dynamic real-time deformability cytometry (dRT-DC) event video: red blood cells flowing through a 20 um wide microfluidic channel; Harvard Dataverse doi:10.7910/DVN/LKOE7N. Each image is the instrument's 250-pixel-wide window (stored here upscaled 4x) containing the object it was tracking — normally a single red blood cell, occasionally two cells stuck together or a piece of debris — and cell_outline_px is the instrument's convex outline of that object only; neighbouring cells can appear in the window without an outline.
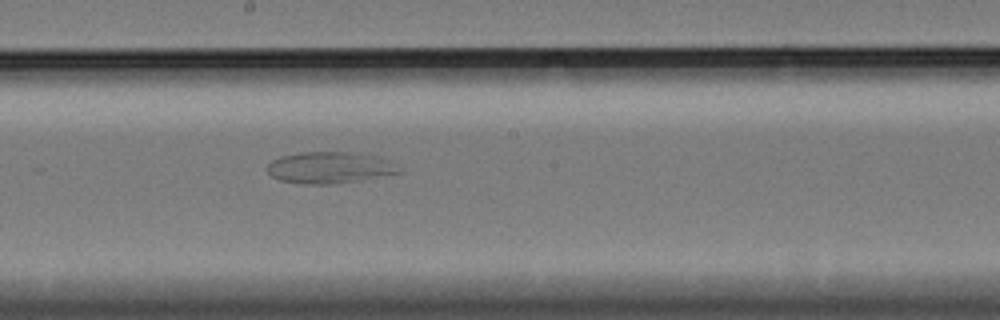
{"species": "Egyptian fruit bat (a non-hibernating species)", "species_latin": "Rousettus aegyptiacus", "temperature_condition": "cold", "stored_images_in_passage": 54, "camera_frame_rate_fps": 3000, "um_per_image_px": 0.085, "animal": {"sex": "female"}, "frame": {"image": 1, "passage_image": 28, "time_ms": 9.0, "image_size_px": [1000, 320], "cell_outline_px": [[400, 172], [356, 180], [328, 184], [304, 184], [280, 180], [272, 176], [268, 172], [268, 164], [272, 160], [280, 156], [300, 152], [348, 152], [376, 156], [388, 160]], "centroid_in_image_um": [27.91, 14.23], "position_along_channel_um": 220.3, "area_um2": 23.52}}
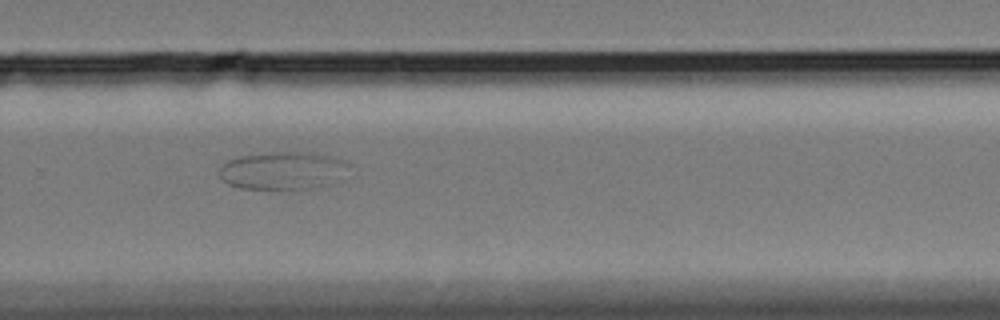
{"frame": {"image": 2, "passage_image": 36, "time_ms": 11.667, "image_size_px": [1000, 320], "cell_outline_px": [[344, 164], [324, 184], [312, 188], [280, 192], [240, 188], [228, 184], [220, 176], [220, 168], [228, 160], [236, 156], [272, 152], [312, 152], [336, 156], [344, 160]], "centroid_in_image_um": [23.83, 14.51], "position_along_channel_um": 306.0, "area_um2": 28.21}}
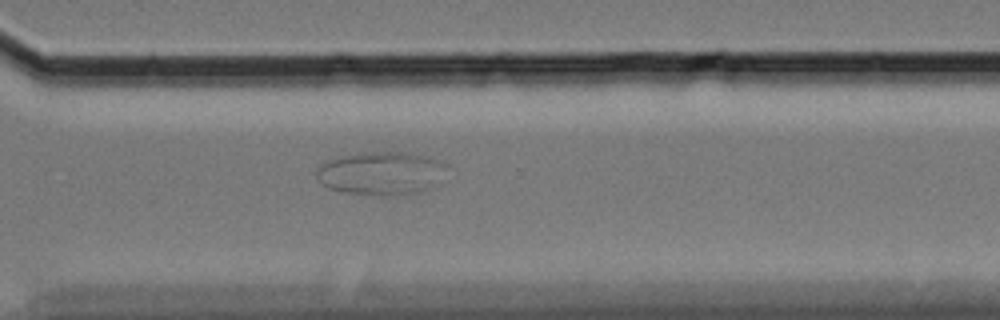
{"frame": {"image": 3, "passage_image": 39, "time_ms": 12.667, "image_size_px": [1000, 320], "cell_outline_px": [[448, 164], [424, 188], [416, 192], [380, 196], [344, 192], [328, 188], [316, 176], [316, 172], [320, 164], [324, 160], [364, 152], [400, 152], [428, 156], [444, 160]], "centroid_in_image_um": [32.27, 14.69], "position_along_channel_um": 338.3, "area_um2": 31.91}}